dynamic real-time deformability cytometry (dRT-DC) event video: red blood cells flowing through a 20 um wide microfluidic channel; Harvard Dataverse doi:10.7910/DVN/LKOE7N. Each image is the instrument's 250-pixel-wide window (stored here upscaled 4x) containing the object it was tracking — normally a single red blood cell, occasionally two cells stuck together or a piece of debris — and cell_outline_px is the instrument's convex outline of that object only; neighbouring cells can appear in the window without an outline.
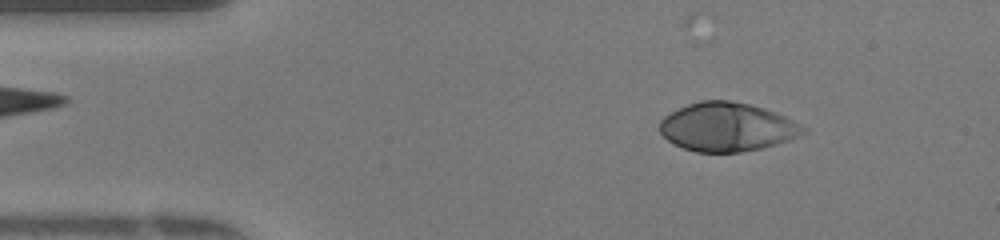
{"species": "human", "species_latin": "Homo sapiens", "temperature_condition": "warm", "stored_images_in_passage": 25, "camera_frame_rate_fps": 3000, "um_per_image_px": 0.085, "donor": {"sex": "female"}, "frame": {"image": 1, "passage_image": 5, "time_ms": 1.333, "image_size_px": [1000, 240], "cell_outline_px": [[808, 132], [800, 136], [764, 148], [740, 152], [696, 152], [672, 144], [660, 132], [660, 120], [664, 116], [688, 104], [700, 100], [732, 100], [764, 108], [776, 112], [808, 128]], "centroid_in_image_um": [61.82, 10.8], "position_along_channel_um": 23.2, "area_um2": 40.86}}
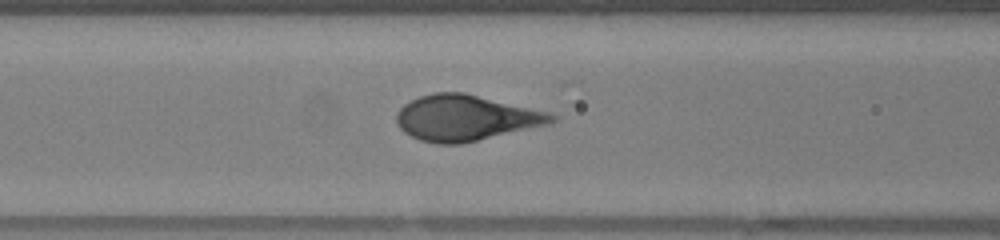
{"frame": {"image": 2, "passage_image": 17, "time_ms": 5.333, "image_size_px": [1000, 240], "cell_outline_px": [[560, 116], [552, 124], [460, 144], [436, 144], [420, 140], [404, 132], [396, 124], [396, 112], [404, 104], [420, 96], [436, 92], [464, 92], [552, 112]], "centroid_in_image_um": [39.64, 10.02], "position_along_channel_um": 127.0, "area_um2": 41.79}}
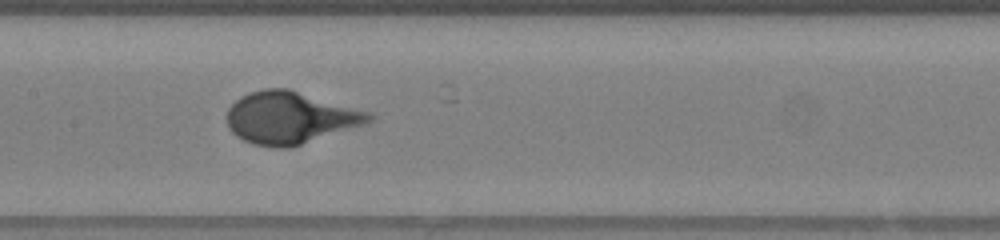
{"frame": {"image": 3, "passage_image": 21, "time_ms": 6.667, "image_size_px": [1000, 240], "cell_outline_px": [[376, 116], [372, 120], [364, 124], [292, 148], [276, 148], [252, 144], [236, 136], [228, 128], [228, 108], [240, 96], [264, 88], [288, 88], [372, 112]], "centroid_in_image_um": [24.68, 10.01], "position_along_channel_um": 182.7, "area_um2": 43.41}}